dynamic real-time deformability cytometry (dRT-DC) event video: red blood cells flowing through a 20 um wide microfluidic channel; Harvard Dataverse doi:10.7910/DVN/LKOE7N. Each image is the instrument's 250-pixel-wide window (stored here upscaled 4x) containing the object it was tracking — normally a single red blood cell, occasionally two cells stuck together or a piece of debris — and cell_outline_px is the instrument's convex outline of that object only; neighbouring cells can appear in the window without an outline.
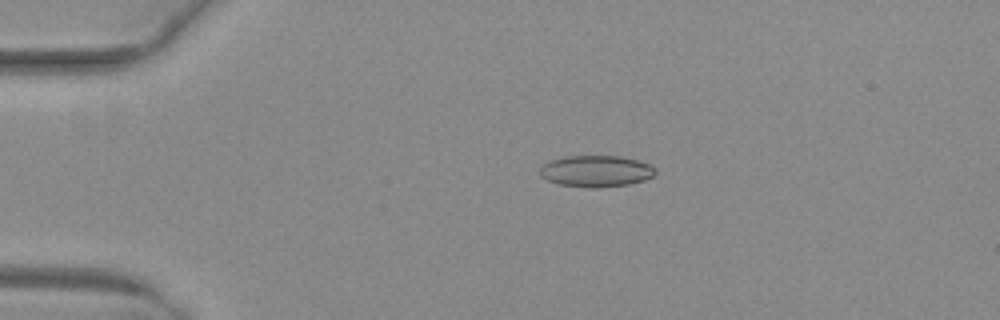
{"species": "common noctule bat (a hibernating species)", "species_latin": "Nyctalus noctula", "temperature_condition": "warm", "stored_images_in_passage": 49, "camera_frame_rate_fps": 3000, "um_per_image_px": 0.085, "animal": {"sex": "female", "body_mass_g": 29.2, "forearm_length_mm": 56.3}, "frame": {"image": 1, "passage_image": 9, "time_ms": 2.667, "image_size_px": [1000, 320], "cell_outline_px": [[656, 172], [652, 176], [644, 180], [628, 184], [596, 188], [592, 188], [560, 184], [548, 180], [540, 176], [540, 168], [544, 164], [552, 160], [568, 156], [620, 156], [636, 160], [648, 164], [656, 168]], "centroid_in_image_um": [50.67, 14.55], "position_along_channel_um": 34.3, "area_um2": 20.92}}
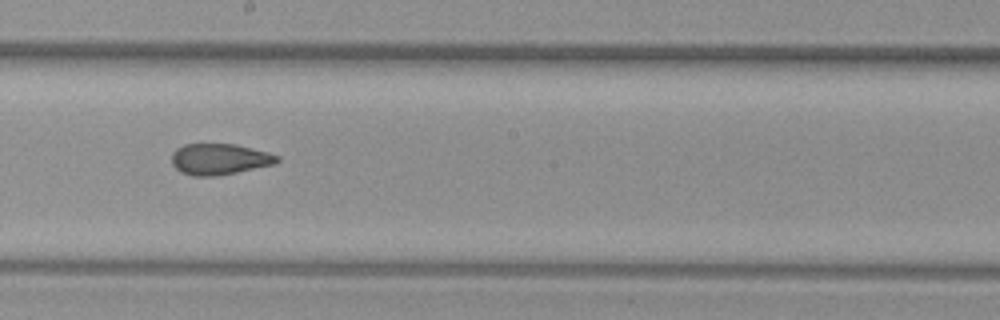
{"frame": {"image": 2, "passage_image": 27, "time_ms": 8.667, "image_size_px": [1000, 320], "cell_outline_px": [[280, 160], [276, 164], [216, 176], [192, 176], [180, 172], [172, 164], [172, 152], [176, 148], [184, 144], [236, 144], [268, 152], [280, 156]], "centroid_in_image_um": [18.66, 13.52], "position_along_channel_um": 229.5, "area_um2": 19.25}}
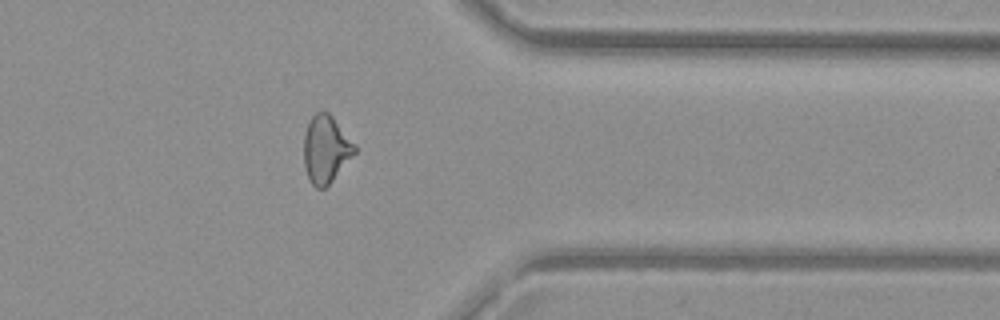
{"frame": {"image": 3, "passage_image": 39, "time_ms": 12.667, "image_size_px": [1000, 320], "cell_outline_px": [[356, 152], [332, 180], [324, 188], [316, 188], [312, 184], [304, 168], [304, 132], [308, 120], [316, 112], [328, 112], [332, 116], [356, 144]], "centroid_in_image_um": [27.69, 12.66], "position_along_channel_um": 383.7, "area_um2": 19.94}, "authors_computed_cell_mechanics": {"area_um2": 20.1722, "velocity_mm_per_s": 4.0988, "shape_relaxation_time_tau1_ms": null, "shape_relaxation_time_tau2_ms": 1.7383, "deformation_change_tau1": null, "deformation_change_tau2": 0.0976}}